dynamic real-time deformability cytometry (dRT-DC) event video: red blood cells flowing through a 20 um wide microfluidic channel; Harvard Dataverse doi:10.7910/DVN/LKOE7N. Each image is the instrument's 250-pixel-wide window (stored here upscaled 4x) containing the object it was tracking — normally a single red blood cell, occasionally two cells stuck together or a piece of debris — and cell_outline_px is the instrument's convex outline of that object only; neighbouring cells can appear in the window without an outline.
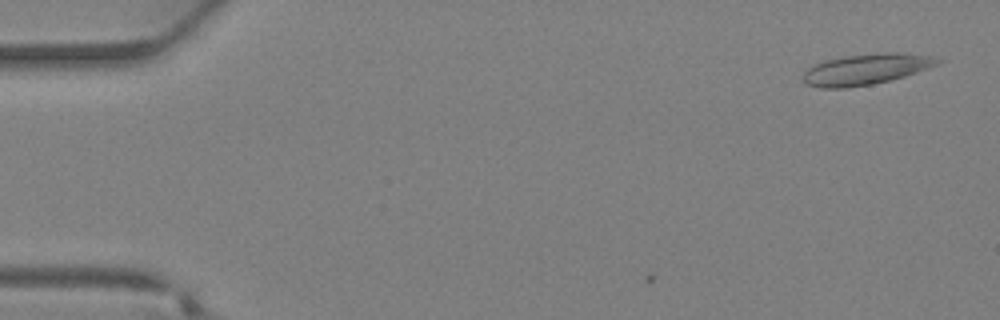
{"species": "Egyptian fruit bat (a non-hibernating species)", "species_latin": "Rousettus aegyptiacus", "temperature_condition": "warm", "stored_images_in_passage": 2, "camera_frame_rate_fps": 3000, "um_per_image_px": 0.085, "animal": {"sex": "female"}, "frame": {"image": 1, "passage_image": 2, "time_ms": 0.333, "image_size_px": [1000, 320], "cell_outline_px": [[944, 60], [928, 68], [904, 76], [872, 84], [844, 88], [820, 88], [808, 84], [804, 80], [804, 72], [812, 64], [824, 60], [844, 56], [884, 52], [900, 52], [932, 56]], "centroid_in_image_um": [73.6, 5.87], "position_along_channel_um": 11.4, "area_um2": 24.04}}